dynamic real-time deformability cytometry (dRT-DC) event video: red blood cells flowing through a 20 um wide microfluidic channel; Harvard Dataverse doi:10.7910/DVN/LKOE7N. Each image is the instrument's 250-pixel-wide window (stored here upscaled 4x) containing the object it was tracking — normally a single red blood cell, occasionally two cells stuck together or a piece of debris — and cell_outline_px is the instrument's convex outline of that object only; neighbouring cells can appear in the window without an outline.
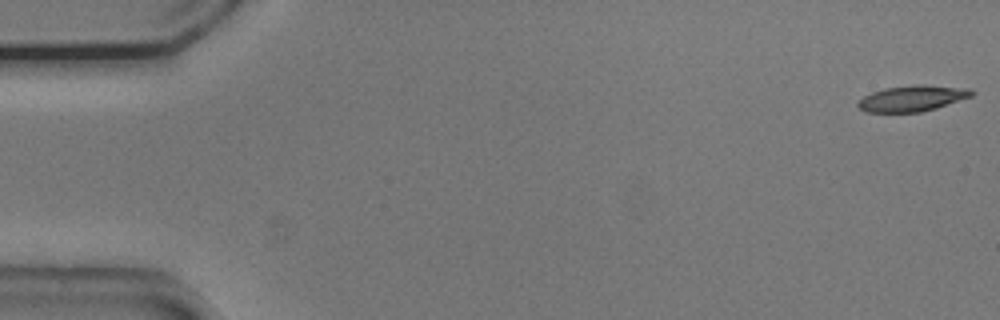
{"species": "common noctule bat (a hibernating species)", "species_latin": "Nyctalus noctula", "temperature_condition": "cold", "stored_images_in_passage": 54, "camera_frame_rate_fps": 3000, "um_per_image_px": 0.085, "animal": {"sex": "male", "body_mass_g": 20.5, "forearm_length_mm": 52.5}, "frame": {"image": 1, "passage_image": 1, "time_ms": 0.0, "image_size_px": [1000, 320], "cell_outline_px": [[976, 92], [972, 96], [936, 108], [920, 112], [864, 112], [856, 104], [864, 96], [872, 92], [884, 88], [916, 84], [924, 84], [968, 88]], "centroid_in_image_um": [77.55, 8.35], "position_along_channel_um": 7.4, "area_um2": 17.22}}
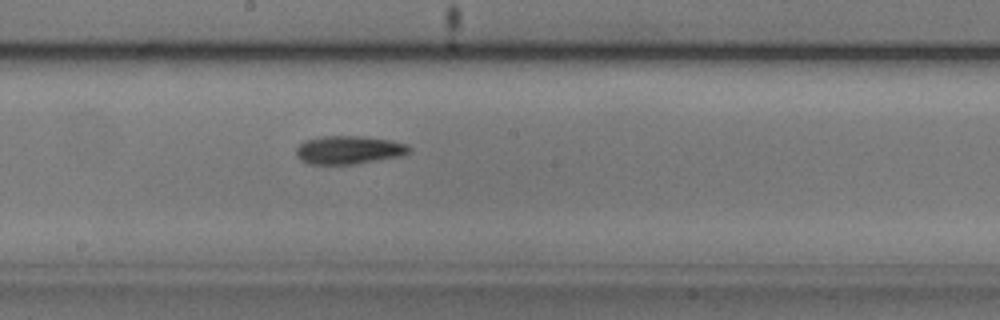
{"frame": {"image": 2, "passage_image": 29, "time_ms": 9.333, "image_size_px": [1000, 320], "cell_outline_px": [[412, 152], [404, 156], [356, 164], [308, 164], [300, 160], [296, 156], [296, 148], [304, 140], [320, 136], [360, 136], [392, 140], [408, 144], [412, 148]], "centroid_in_image_um": [29.7, 12.75], "position_along_channel_um": 218.5, "area_um2": 19.07}}
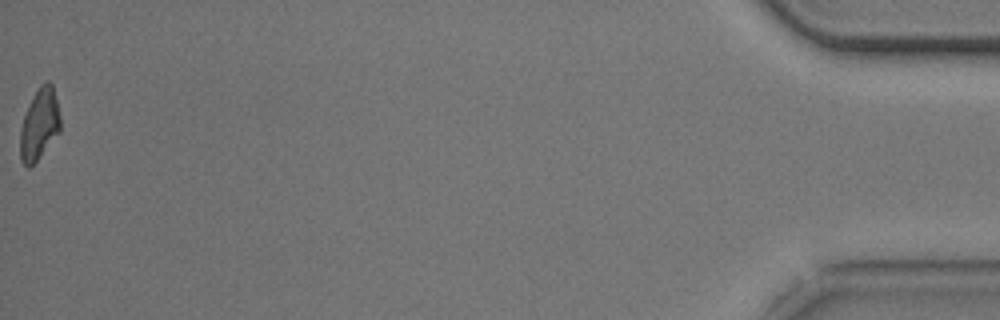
{"frame": {"image": 3, "passage_image": 54, "time_ms": 17.667, "image_size_px": [1000, 320], "cell_outline_px": [[60, 132], [36, 160], [28, 168], [20, 160], [20, 128], [24, 116], [40, 84], [44, 80], [48, 80], [52, 84], [60, 116]], "centroid_in_image_um": [3.35, 10.56], "position_along_channel_um": 431.9, "area_um2": 16.36}, "authors_computed_cell_mechanics": {"area_um2": 17.8602, "velocity_mm_per_s": 3.7623, "shape_relaxation_time_tau1_ms": 7.7634, "shape_relaxation_time_tau2_ms": null, "deformation_change_tau1": 0.2211, "deformation_change_tau2": null}}